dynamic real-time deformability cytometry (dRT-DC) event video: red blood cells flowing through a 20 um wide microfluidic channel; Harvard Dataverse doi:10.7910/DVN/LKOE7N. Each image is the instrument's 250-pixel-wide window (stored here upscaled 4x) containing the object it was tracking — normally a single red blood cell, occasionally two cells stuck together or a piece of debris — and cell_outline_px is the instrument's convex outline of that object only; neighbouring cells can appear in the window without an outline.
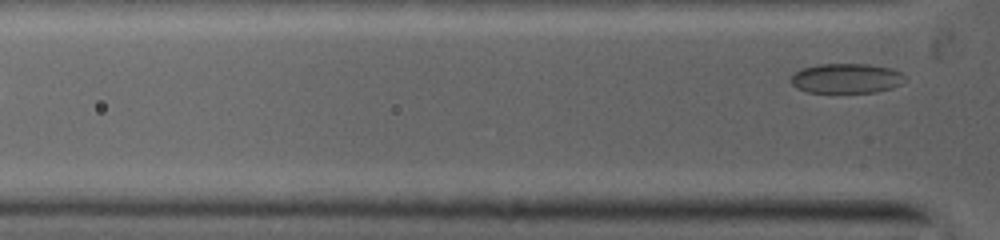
{"species": "common noctule bat (a hibernating species)", "species_latin": "Nyctalus noctula", "temperature_condition": "warm", "stored_images_in_passage": 4, "segment_of_instrument_passage": [2, 2], "camera_frame_rate_fps": 5000, "um_per_image_px": 0.085, "animal": {"sex": "female", "body_mass_g": 19.0, "forearm_length_mm": 53.3}, "frame": {"image": 1, "passage_image": 4, "time_ms": 2.8, "image_size_px": [1000, 240], "cell_outline_px": [[904, 76], [900, 84], [888, 88], [872, 92], [808, 92], [796, 88], [792, 84], [792, 76], [796, 72], [804, 68], [816, 64], [868, 64], [888, 68], [900, 72]], "centroid_in_image_um": [71.89, 6.65], "position_along_channel_um": 53.9, "area_um2": 19.31}}